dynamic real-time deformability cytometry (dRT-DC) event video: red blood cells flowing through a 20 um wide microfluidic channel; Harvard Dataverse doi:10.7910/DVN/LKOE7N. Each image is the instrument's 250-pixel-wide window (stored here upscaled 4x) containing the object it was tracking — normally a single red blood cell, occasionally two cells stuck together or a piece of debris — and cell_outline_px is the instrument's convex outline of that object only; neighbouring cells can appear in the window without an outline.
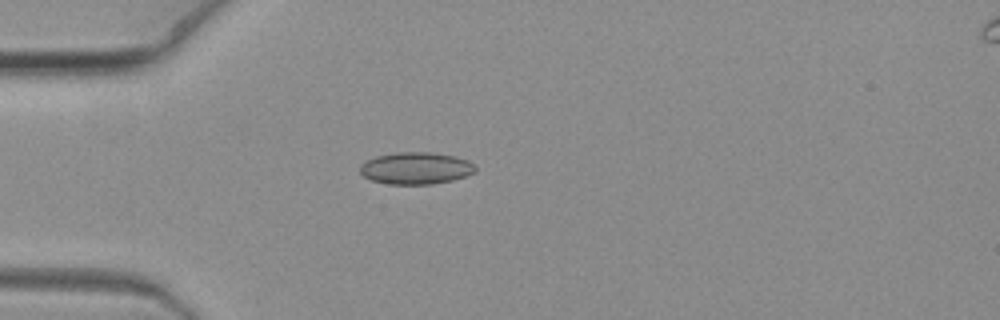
{"species": "common noctule bat (a hibernating species)", "species_latin": "Nyctalus noctula", "temperature_condition": "warm", "stored_images_in_passage": 6, "camera_frame_rate_fps": 3000, "um_per_image_px": 0.085, "animal": {"sex": "female", "body_mass_g": 19.3, "forearm_length_mm": 54.1}, "frame": {"image": 1, "passage_image": 3, "time_ms": 0.667, "image_size_px": [1000, 320], "cell_outline_px": [[476, 172], [452, 180], [432, 184], [388, 184], [372, 180], [364, 176], [360, 172], [360, 164], [364, 160], [376, 156], [396, 152], [428, 152], [452, 156], [468, 160], [476, 168]], "centroid_in_image_um": [35.31, 14.29], "position_along_channel_um": 49.7, "area_um2": 21.44}}
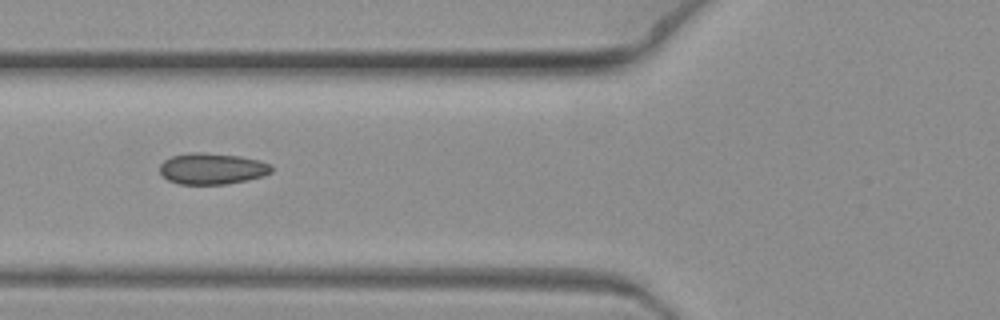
{"frame": {"image": 2, "passage_image": 5, "time_ms": 1.333, "image_size_px": [1000, 320], "cell_outline_px": [[272, 172], [264, 176], [248, 180], [224, 184], [180, 184], [168, 180], [160, 172], [160, 164], [164, 160], [172, 156], [188, 152], [200, 152], [240, 156], [260, 160], [272, 164]], "centroid_in_image_um": [18.05, 14.33], "position_along_channel_um": 107.7, "area_um2": 20.46}}